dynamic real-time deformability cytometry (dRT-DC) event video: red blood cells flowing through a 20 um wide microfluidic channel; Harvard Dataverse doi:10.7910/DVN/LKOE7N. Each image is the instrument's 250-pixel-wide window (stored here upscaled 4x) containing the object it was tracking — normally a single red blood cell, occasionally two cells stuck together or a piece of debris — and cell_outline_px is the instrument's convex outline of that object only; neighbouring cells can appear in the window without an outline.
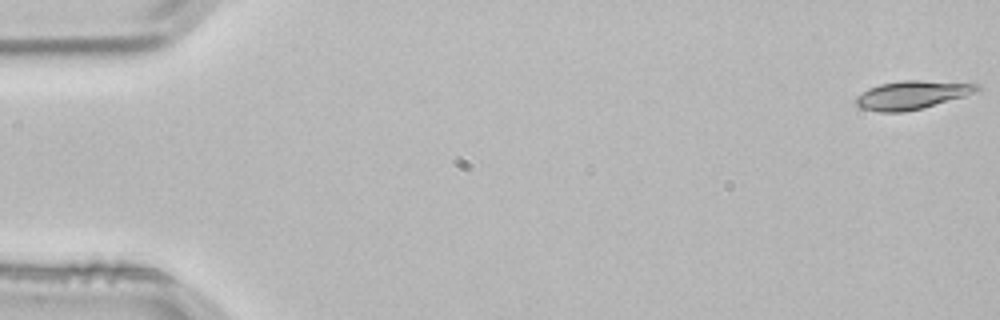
{"species": "common noctule bat (a hibernating species)", "species_latin": "Nyctalus noctula", "temperature_condition": "room temperature", "stored_images_in_passage": 4, "camera_frame_rate_fps": 3000, "um_per_image_px": 0.085, "animal": {"sex": "male", "body_mass_g": 21.5, "forearm_length_mm": 52.0}, "frame": {"image": 1, "passage_image": 1, "time_ms": 0.0, "image_size_px": [1000, 320], "cell_outline_px": [[980, 88], [964, 96], [920, 108], [904, 112], [880, 112], [860, 108], [856, 104], [856, 96], [868, 88], [880, 84], [904, 80], [920, 80], [980, 84]], "centroid_in_image_um": [77.45, 8.07], "position_along_channel_um": 7.5, "area_um2": 19.71}}
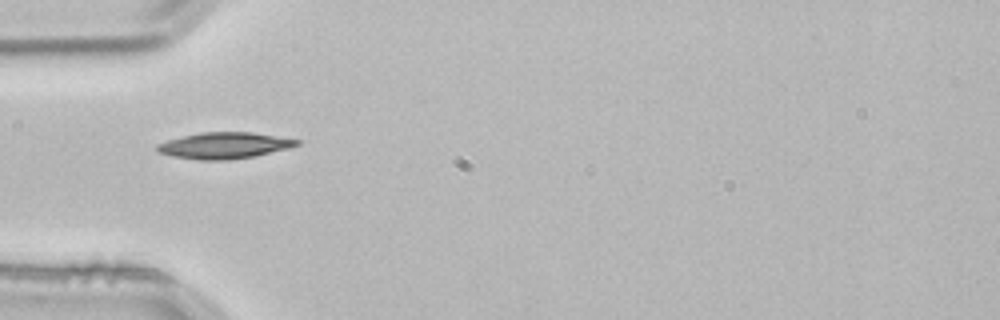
{"frame": {"image": 2, "passage_image": 4, "time_ms": 1.0, "image_size_px": [1000, 320], "cell_outline_px": [[300, 144], [288, 148], [256, 156], [228, 160], [200, 160], [172, 156], [156, 152], [156, 144], [168, 140], [200, 132], [252, 132], [300, 140]], "centroid_in_image_um": [19.04, 12.37], "position_along_channel_um": 66.0, "area_um2": 21.39}}